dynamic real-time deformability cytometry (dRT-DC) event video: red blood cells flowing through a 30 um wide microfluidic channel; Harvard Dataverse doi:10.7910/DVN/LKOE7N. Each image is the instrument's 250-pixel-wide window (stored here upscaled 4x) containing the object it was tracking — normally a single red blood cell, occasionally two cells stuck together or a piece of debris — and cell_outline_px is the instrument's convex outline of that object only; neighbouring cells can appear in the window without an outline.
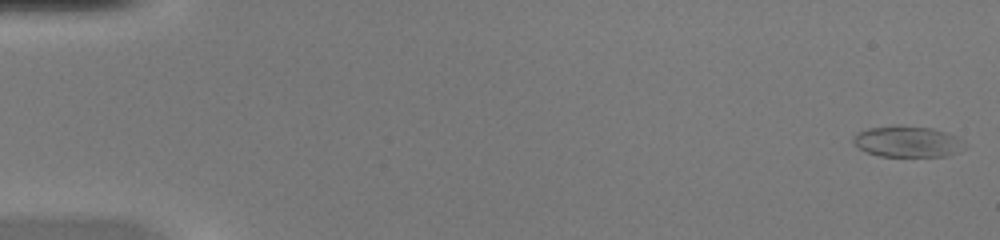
{"species": "common noctule bat (a hibernating species)", "species_latin": "Nyctalus noctula", "temperature_condition": "warm", "stored_images_in_passage": 50, "camera_frame_rate_fps": 3000, "um_per_image_px": 0.085, "animal": {"sex": "female", "body_mass_g": 20.0, "forearm_length_mm": 54.0}, "frame": {"image": 1, "passage_image": 1, "time_ms": 0.0, "image_size_px": [1000, 240], "cell_outline_px": [[964, 148], [948, 156], [880, 156], [868, 152], [860, 148], [852, 140], [856, 132], [868, 128], [932, 128], [956, 136], [964, 140]], "centroid_in_image_um": [77.17, 12.07], "position_along_channel_um": 7.8, "area_um2": 19.31}}
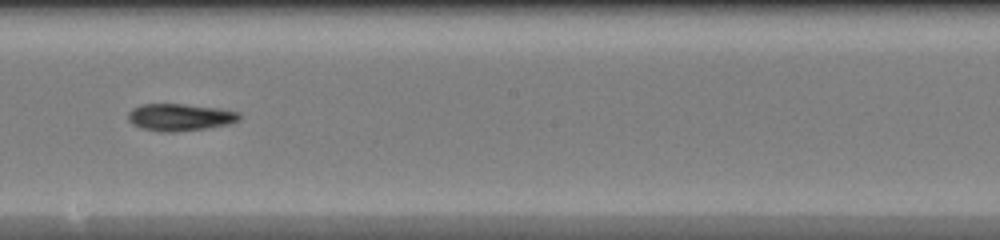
{"frame": {"image": 2, "passage_image": 29, "time_ms": 9.333, "image_size_px": [1000, 240], "cell_outline_px": [[240, 120], [228, 124], [204, 128], [172, 132], [160, 132], [140, 128], [132, 124], [128, 120], [128, 112], [132, 108], [140, 104], [184, 104], [220, 108], [240, 112]], "centroid_in_image_um": [15.27, 9.96], "position_along_channel_um": 232.9, "area_um2": 17.69}}
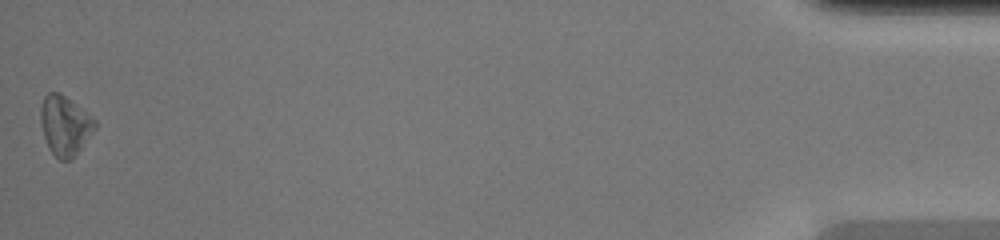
{"frame": {"image": 3, "passage_image": 50, "time_ms": 16.333, "image_size_px": [1000, 240], "cell_outline_px": [[96, 128], [80, 148], [68, 160], [60, 160], [48, 148], [40, 124], [40, 108], [44, 96], [48, 92], [60, 92], [92, 116], [96, 120]], "centroid_in_image_um": [5.49, 10.62], "position_along_channel_um": 429.7, "area_um2": 18.67}, "authors_computed_cell_mechanics": {"area_um2": 17.6868, "velocity_mm_per_s": 4.1345, "shape_relaxation_time_tau1_ms": 6.7002, "shape_relaxation_time_tau2_ms": null, "deformation_change_tau1": 0.1563, "deformation_change_tau2": null}}